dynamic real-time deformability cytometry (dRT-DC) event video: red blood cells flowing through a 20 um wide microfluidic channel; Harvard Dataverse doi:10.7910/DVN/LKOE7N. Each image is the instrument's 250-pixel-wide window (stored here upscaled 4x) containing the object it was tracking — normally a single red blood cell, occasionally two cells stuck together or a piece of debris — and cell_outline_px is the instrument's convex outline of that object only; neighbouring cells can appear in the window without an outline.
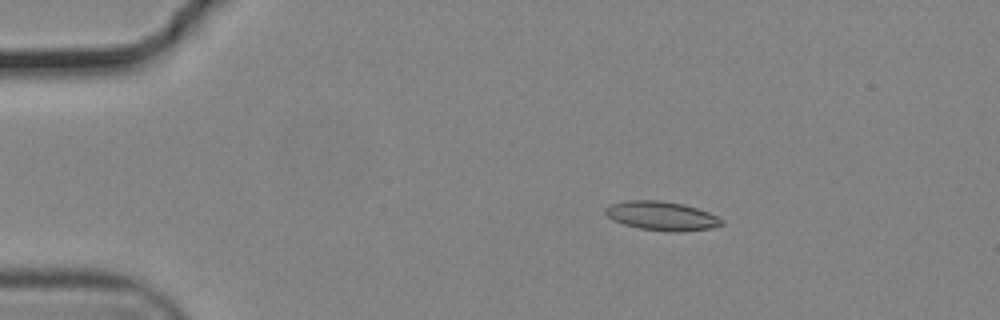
{"species": "common noctule bat (a hibernating species)", "species_latin": "Nyctalus noctula", "temperature_condition": "cold", "stored_images_in_passage": 46, "camera_frame_rate_fps": 3000, "um_per_image_px": 0.085, "animal": {"sex": "male", "body_mass_g": 19.2, "forearm_length_mm": 51.8}, "frame": {"image": 1, "passage_image": 1, "time_ms": 0.0, "image_size_px": [1000, 320], "cell_outline_px": [[724, 224], [712, 228], [640, 228], [624, 224], [612, 220], [604, 212], [604, 208], [612, 204], [628, 200], [660, 200], [684, 204], [708, 212], [724, 220]], "centroid_in_image_um": [56.18, 18.28], "position_along_channel_um": 28.8, "area_um2": 18.5}}
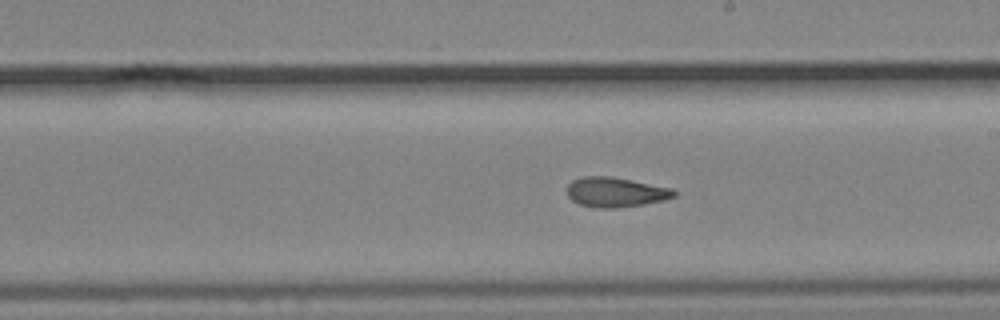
{"frame": {"image": 2, "passage_image": 23, "time_ms": 7.333, "image_size_px": [1000, 320], "cell_outline_px": [[676, 196], [664, 200], [644, 204], [612, 208], [596, 208], [580, 204], [572, 200], [568, 196], [568, 184], [572, 180], [584, 176], [612, 176], [672, 188], [676, 192]], "centroid_in_image_um": [52.33, 16.33], "position_along_channel_um": 236.7, "area_um2": 18.55}}
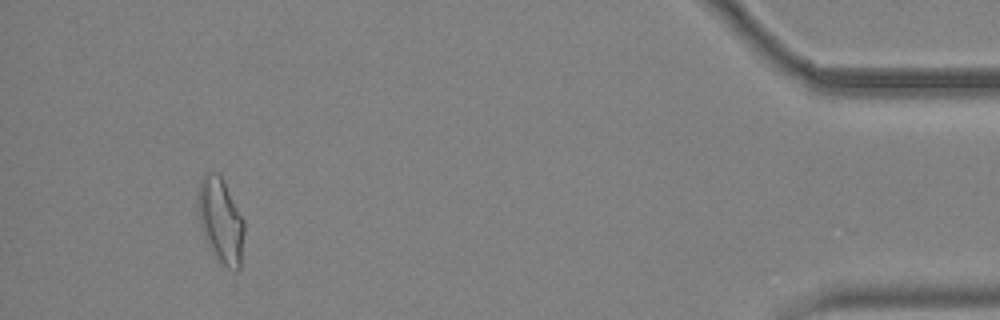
{"frame": {"image": 3, "passage_image": 43, "time_ms": 14.0, "image_size_px": [1000, 320], "cell_outline_px": [[244, 232], [240, 268], [236, 272], [228, 268], [216, 260], [212, 256], [204, 236], [200, 224], [200, 180], [204, 172], [216, 172], [220, 176], [244, 220]], "centroid_in_image_um": [18.78, 18.83], "position_along_channel_um": 416.4, "area_um2": 22.48}, "authors_computed_cell_mechanics": {"area_um2": 19.074, "velocity_mm_per_s": 3.7181, "shape_relaxation_time_tau1_ms": null, "shape_relaxation_time_tau2_ms": 3.7828, "deformation_change_tau1": null, "deformation_change_tau2": 0.1296}}